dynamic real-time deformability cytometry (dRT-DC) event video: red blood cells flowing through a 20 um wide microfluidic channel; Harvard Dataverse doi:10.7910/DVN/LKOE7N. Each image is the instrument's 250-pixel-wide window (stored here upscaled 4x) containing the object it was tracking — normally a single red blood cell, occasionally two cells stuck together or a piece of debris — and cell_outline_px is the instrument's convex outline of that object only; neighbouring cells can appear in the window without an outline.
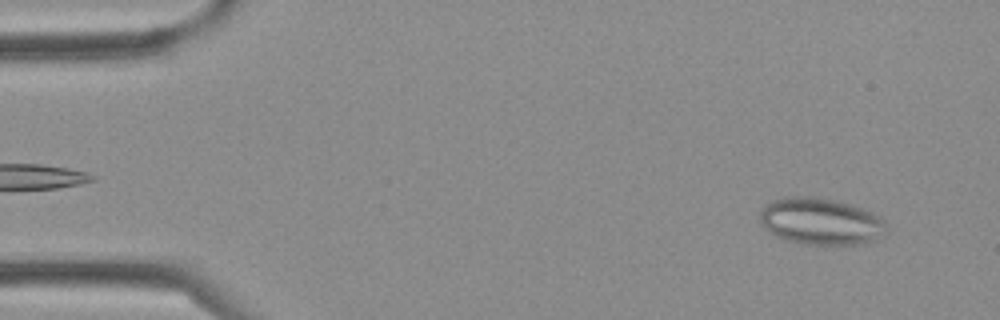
{"species": "Egyptian fruit bat (a non-hibernating species)", "species_latin": "Rousettus aegyptiacus", "temperature_condition": "cold", "stored_images_in_passage": 34, "camera_frame_rate_fps": 3000, "um_per_image_px": 0.085, "frame": {"image": 1, "passage_image": 1, "time_ms": 0.0, "image_size_px": [1000, 320], "cell_outline_px": [[888, 232], [884, 236], [860, 244], [800, 244], [784, 240], [776, 236], [760, 220], [760, 208], [784, 196], [812, 196], [832, 200], [848, 204], [872, 212], [880, 216], [888, 224]], "centroid_in_image_um": [69.81, 18.82], "position_along_channel_um": 15.2, "area_um2": 34.45}}
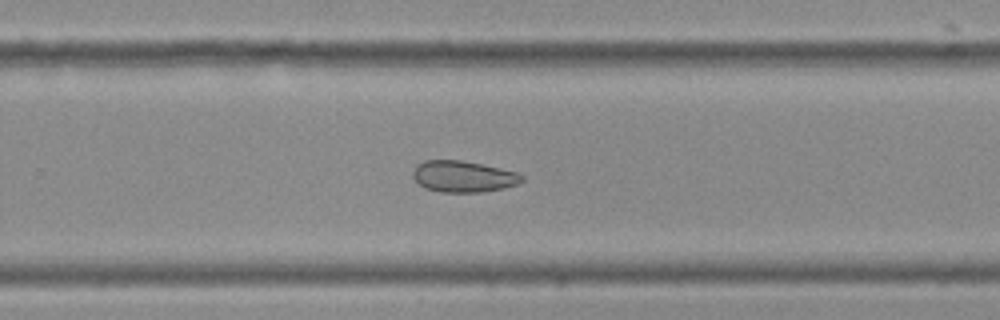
{"frame": {"image": 2, "passage_image": 21, "time_ms": 6.667, "image_size_px": [1000, 320], "cell_outline_px": [[524, 180], [516, 184], [504, 188], [480, 192], [440, 192], [424, 188], [412, 176], [412, 172], [416, 164], [424, 160], [460, 160], [500, 168], [516, 172], [524, 176]], "centroid_in_image_um": [39.35, 15.0], "position_along_channel_um": 290.5, "area_um2": 19.88}}
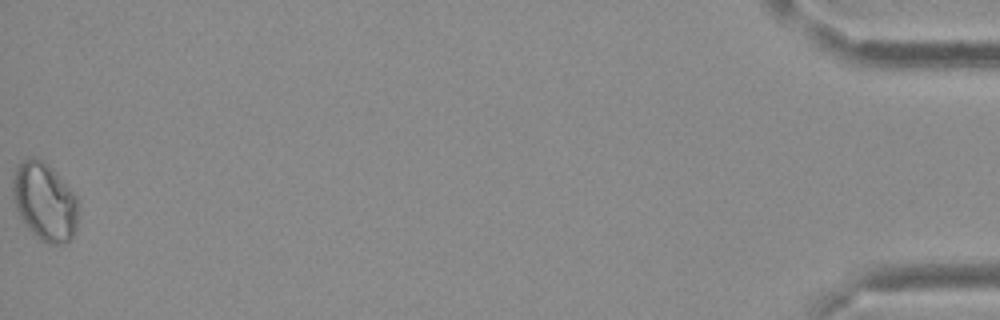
{"frame": {"image": 3, "passage_image": 34, "time_ms": 11.0, "image_size_px": [1000, 320], "cell_outline_px": [[76, 228], [68, 244], [48, 244], [40, 240], [24, 224], [16, 212], [12, 196], [12, 180], [16, 168], [28, 156], [36, 156], [44, 160], [48, 164], [76, 196]], "centroid_in_image_um": [3.75, 17.14], "position_along_channel_um": 431.5, "area_um2": 29.88}}